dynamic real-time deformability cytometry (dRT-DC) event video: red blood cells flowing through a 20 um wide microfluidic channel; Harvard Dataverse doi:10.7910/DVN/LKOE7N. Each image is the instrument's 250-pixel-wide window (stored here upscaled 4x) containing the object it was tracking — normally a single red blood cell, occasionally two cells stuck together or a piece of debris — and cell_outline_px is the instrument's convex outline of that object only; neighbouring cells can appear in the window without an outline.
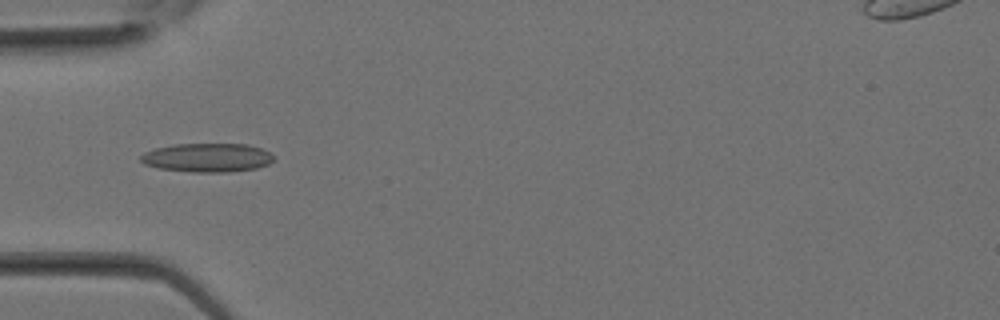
{"species": "Egyptian fruit bat (a non-hibernating species)", "species_latin": "Rousettus aegyptiacus", "temperature_condition": "room temperature", "stored_images_in_passage": 9, "camera_frame_rate_fps": 3000, "um_per_image_px": 0.085, "animal": {"sex": "female"}, "frame": {"image": 1, "passage_image": 4, "time_ms": 1.0, "image_size_px": [1000, 320], "cell_outline_px": [[272, 160], [268, 164], [256, 168], [228, 172], [192, 172], [160, 168], [144, 164], [140, 160], [140, 156], [144, 152], [156, 148], [176, 144], [248, 144], [260, 148], [268, 152], [272, 156]], "centroid_in_image_um": [17.59, 13.4], "position_along_channel_um": 67.4, "area_um2": 22.14}}
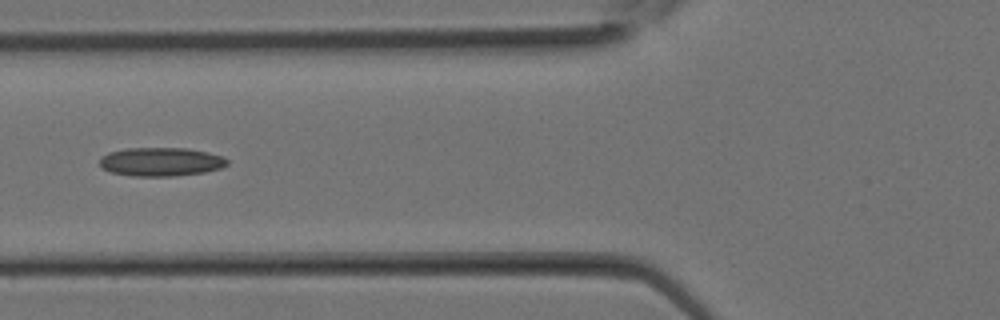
{"frame": {"image": 2, "passage_image": 6, "time_ms": 1.667, "image_size_px": [1000, 320], "cell_outline_px": [[228, 164], [220, 168], [204, 172], [176, 176], [132, 176], [112, 172], [104, 168], [100, 164], [100, 160], [108, 152], [124, 148], [188, 148], [208, 152], [220, 156], [228, 160]], "centroid_in_image_um": [13.69, 13.75], "position_along_channel_um": 112.1, "area_um2": 21.21}}
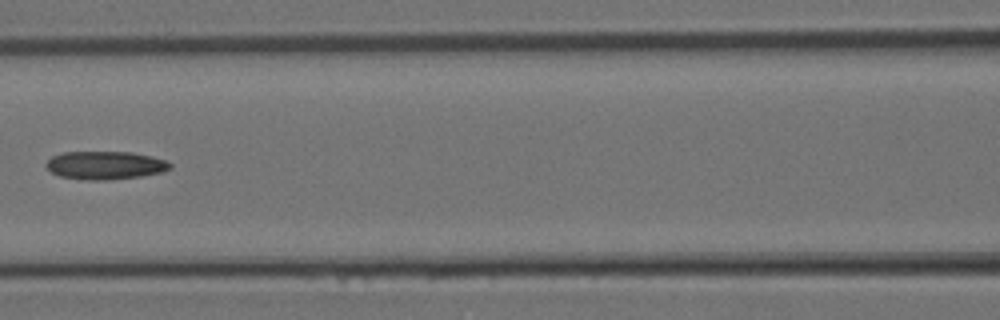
{"frame": {"image": 3, "passage_image": 8, "time_ms": 2.333, "image_size_px": [1000, 320], "cell_outline_px": [[172, 168], [164, 172], [140, 176], [104, 180], [84, 180], [60, 176], [52, 172], [44, 164], [52, 156], [64, 152], [132, 152], [152, 156], [164, 160], [172, 164]], "centroid_in_image_um": [8.96, 14.05], "position_along_channel_um": 157.6, "area_um2": 20.35}}